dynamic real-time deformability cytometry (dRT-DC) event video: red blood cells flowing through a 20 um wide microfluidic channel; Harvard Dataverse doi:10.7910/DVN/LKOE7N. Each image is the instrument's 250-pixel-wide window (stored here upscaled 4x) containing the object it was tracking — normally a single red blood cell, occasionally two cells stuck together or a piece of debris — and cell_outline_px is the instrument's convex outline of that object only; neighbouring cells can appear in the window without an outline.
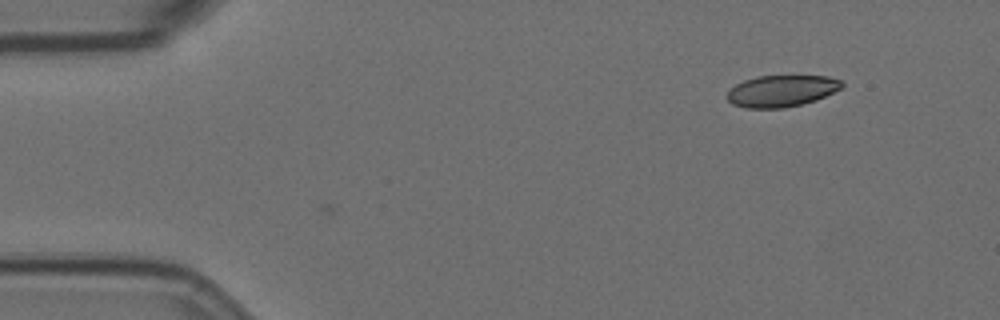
{"species": "Egyptian fruit bat (a non-hibernating species)", "species_latin": "Rousettus aegyptiacus", "temperature_condition": "room temperature", "stored_images_in_passage": 2, "camera_frame_rate_fps": 3000, "um_per_image_px": 0.085, "animal": {"sex": "female"}, "frame": {"image": 1, "passage_image": 2, "time_ms": 2.0, "image_size_px": [1000, 320], "cell_outline_px": [[844, 88], [816, 100], [784, 108], [748, 108], [732, 104], [724, 96], [736, 84], [744, 80], [756, 76], [828, 76], [844, 80]], "centroid_in_image_um": [66.47, 7.72], "position_along_channel_um": 18.5, "area_um2": 21.33}}